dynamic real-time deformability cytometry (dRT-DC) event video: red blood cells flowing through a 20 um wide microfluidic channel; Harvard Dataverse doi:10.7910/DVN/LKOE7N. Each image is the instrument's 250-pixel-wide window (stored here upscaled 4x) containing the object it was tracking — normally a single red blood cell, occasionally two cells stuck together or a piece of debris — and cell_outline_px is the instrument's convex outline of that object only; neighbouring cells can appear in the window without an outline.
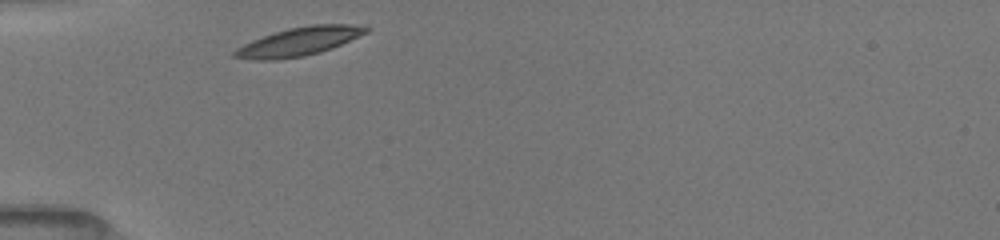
{"species": "common noctule bat (a hibernating species)", "species_latin": "Nyctalus noctula", "temperature_condition": "room temperature", "stored_images_in_passage": 9, "camera_frame_rate_fps": 3000, "um_per_image_px": 0.085, "animal": {"sex": "female", "body_mass_g": 19.5, "forearm_length_mm": 54.1}, "frame": {"image": 1, "passage_image": 1, "time_ms": 0.0, "image_size_px": [1000, 240], "cell_outline_px": [[372, 28], [368, 32], [332, 48], [320, 52], [304, 56], [276, 60], [256, 60], [232, 56], [232, 52], [236, 48], [252, 40], [288, 28], [312, 24], [352, 24]], "centroid_in_image_um": [25.43, 3.53], "position_along_channel_um": 59.6, "area_um2": 21.73}}
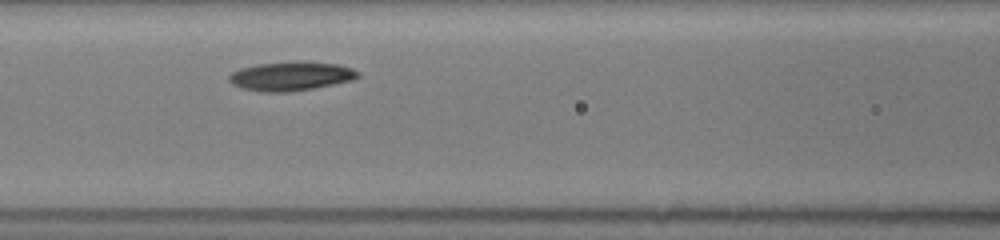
{"frame": {"image": 2, "passage_image": 6, "time_ms": 2.333, "image_size_px": [1000, 240], "cell_outline_px": [[360, 76], [352, 80], [312, 88], [288, 92], [260, 92], [240, 88], [232, 84], [228, 80], [228, 76], [232, 72], [240, 68], [256, 64], [336, 64], [352, 68], [360, 72]], "centroid_in_image_um": [24.66, 6.52], "position_along_channel_um": 141.9, "area_um2": 20.87}}
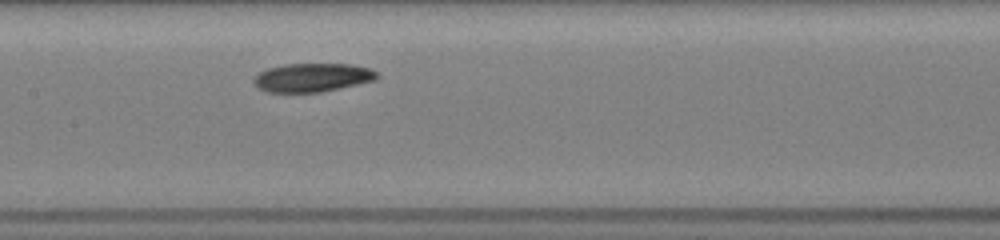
{"frame": {"image": 3, "passage_image": 9, "time_ms": 3.333, "image_size_px": [1000, 240], "cell_outline_px": [[380, 76], [376, 80], [320, 92], [268, 92], [260, 88], [252, 80], [260, 72], [268, 68], [284, 64], [352, 64], [368, 68], [376, 72]], "centroid_in_image_um": [26.57, 6.58], "position_along_channel_um": 180.8, "area_um2": 20.35}}